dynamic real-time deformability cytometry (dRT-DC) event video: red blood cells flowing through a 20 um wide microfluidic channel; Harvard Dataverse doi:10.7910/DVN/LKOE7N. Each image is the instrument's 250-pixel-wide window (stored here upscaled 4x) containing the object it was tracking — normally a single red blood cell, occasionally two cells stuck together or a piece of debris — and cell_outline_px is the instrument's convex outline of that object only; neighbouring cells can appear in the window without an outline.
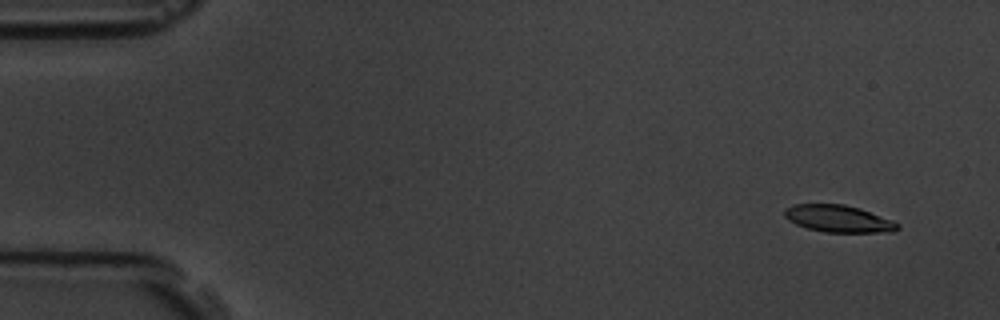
{"species": "common noctule bat (a hibernating species)", "species_latin": "Nyctalus noctula", "temperature_condition": "room temperature", "stored_images_in_passage": 58, "camera_frame_rate_fps": 3000, "um_per_image_px": 0.085, "animal": {"sex": "male", "body_mass_g": 19.5, "forearm_length_mm": 54.6}, "frame": {"image": 1, "passage_image": 4, "time_ms": 1.0, "image_size_px": [1000, 320], "cell_outline_px": [[900, 228], [896, 232], [824, 232], [808, 228], [796, 224], [788, 220], [784, 216], [784, 208], [792, 204], [844, 204], [860, 208], [892, 220], [900, 224]], "centroid_in_image_um": [71.27, 18.59], "position_along_channel_um": 13.7, "area_um2": 17.98}}
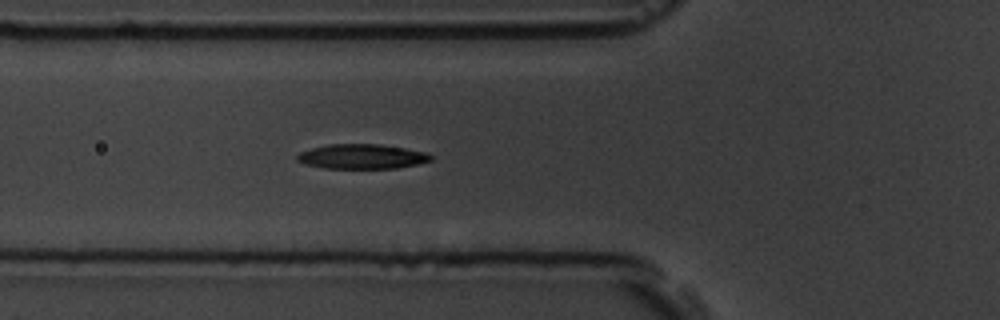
{"frame": {"image": 2, "passage_image": 21, "time_ms": 6.667, "image_size_px": [1000, 320], "cell_outline_px": [[432, 160], [416, 164], [396, 168], [324, 168], [304, 164], [296, 160], [296, 156], [300, 152], [312, 148], [328, 144], [380, 144], [428, 152], [432, 156]], "centroid_in_image_um": [30.75, 13.3], "position_along_channel_um": 95.0, "area_um2": 19.25}}
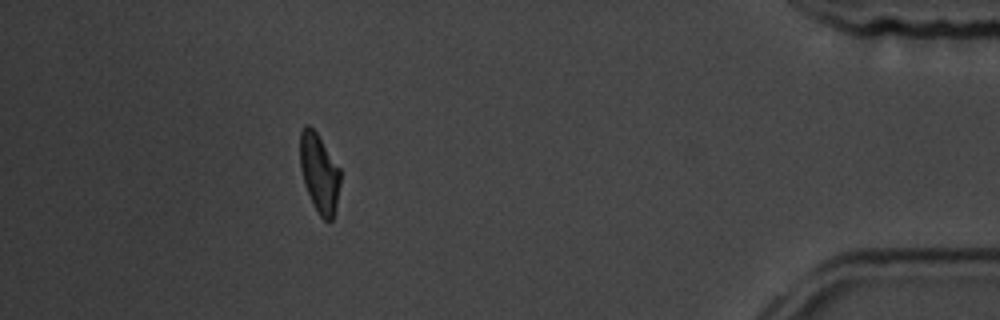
{"frame": {"image": 3, "passage_image": 52, "time_ms": 17.0, "image_size_px": [1000, 320], "cell_outline_px": [[340, 184], [336, 204], [332, 220], [324, 220], [320, 216], [312, 204], [304, 184], [300, 168], [300, 132], [304, 124], [308, 124], [316, 132], [340, 168]], "centroid_in_image_um": [27.12, 14.7], "position_along_channel_um": 408.1, "area_um2": 18.5}, "authors_computed_cell_mechanics": {"area_um2": 19.0451, "velocity_mm_per_s": 3.5531, "shape_relaxation_time_tau1_ms": 2.9374, "shape_relaxation_time_tau2_ms": 1.1314, "deformation_change_tau1": 0.1404, "deformation_change_tau2": 0.064}}